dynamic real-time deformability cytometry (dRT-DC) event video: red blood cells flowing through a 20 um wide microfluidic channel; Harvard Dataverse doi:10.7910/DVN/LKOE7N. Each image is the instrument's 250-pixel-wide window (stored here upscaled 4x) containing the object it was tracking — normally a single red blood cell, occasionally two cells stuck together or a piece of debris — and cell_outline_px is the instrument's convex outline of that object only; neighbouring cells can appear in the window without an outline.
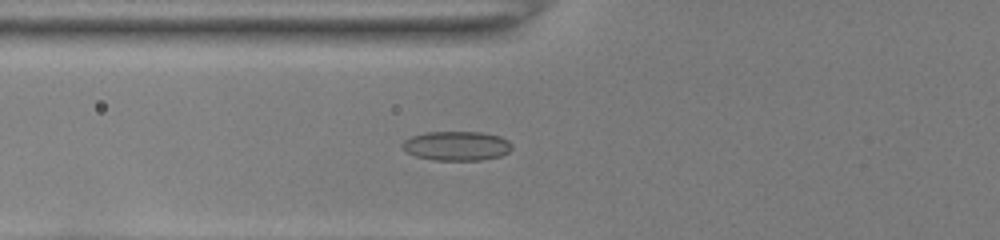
{"species": "common noctule bat (a hibernating species)", "species_latin": "Nyctalus noctula", "temperature_condition": "room temperature", "stored_images_in_passage": 30, "camera_frame_rate_fps": 3000, "um_per_image_px": 0.085, "animal": {"sex": "female", "body_mass_g": 22.0, "forearm_length_mm": 56.7}, "frame": {"image": 1, "passage_image": 2, "time_ms": 0.333, "image_size_px": [1000, 240], "cell_outline_px": [[512, 148], [508, 152], [500, 156], [480, 160], [432, 160], [416, 156], [408, 152], [400, 144], [404, 140], [412, 136], [424, 132], [484, 132], [500, 136], [508, 140], [512, 144]], "centroid_in_image_um": [38.83, 12.39], "position_along_channel_um": 87.0, "area_um2": 18.79}}
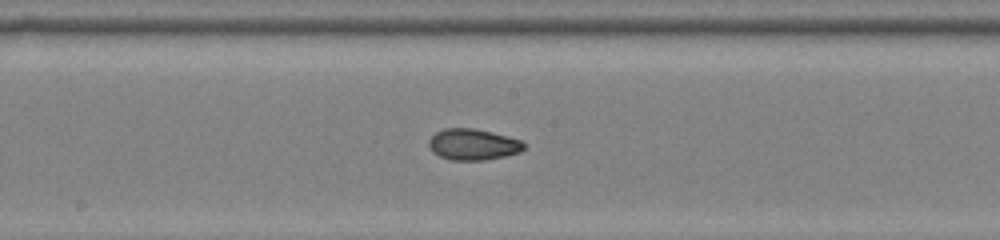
{"frame": {"image": 2, "passage_image": 11, "time_ms": 3.333, "image_size_px": [1000, 240], "cell_outline_px": [[524, 148], [520, 152], [504, 156], [484, 160], [452, 160], [440, 156], [432, 152], [428, 144], [428, 140], [436, 132], [444, 128], [472, 128], [492, 132], [508, 136], [520, 140], [524, 144]], "centroid_in_image_um": [40.18, 12.27], "position_along_channel_um": 208.0, "area_um2": 17.22}}
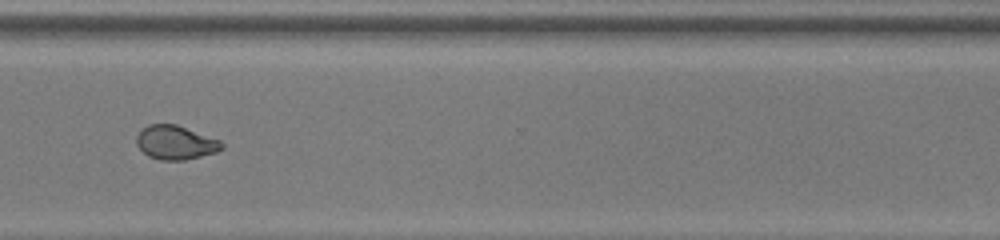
{"frame": {"image": 3, "passage_image": 22, "time_ms": 7.0, "image_size_px": [1000, 240], "cell_outline_px": [[224, 148], [216, 152], [184, 160], [160, 160], [148, 156], [136, 144], [136, 136], [140, 128], [148, 124], [176, 124], [220, 140], [224, 144]], "centroid_in_image_um": [14.9, 12.1], "position_along_channel_um": 355.7, "area_um2": 16.94}, "authors_computed_cell_mechanics": {"area_um2": 17.3978, "velocity_mm_per_s": 4.0239, "shape_relaxation_time_tau1_ms": null, "shape_relaxation_time_tau2_ms": 2.0414, "deformation_change_tau1": null, "deformation_change_tau2": 0.063}}